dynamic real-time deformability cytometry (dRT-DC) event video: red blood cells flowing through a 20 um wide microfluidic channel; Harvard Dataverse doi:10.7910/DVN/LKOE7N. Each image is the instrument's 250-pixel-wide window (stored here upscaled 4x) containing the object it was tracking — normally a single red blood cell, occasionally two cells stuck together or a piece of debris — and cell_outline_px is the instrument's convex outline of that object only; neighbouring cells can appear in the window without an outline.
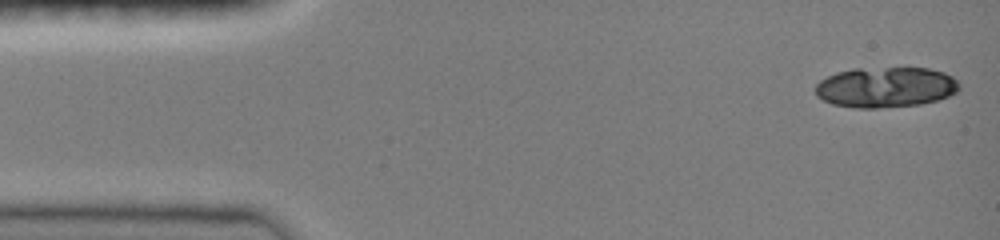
{"species": "common noctule bat (a hibernating species)", "species_latin": "Nyctalus noctula", "temperature_condition": "room temperature", "stored_images_in_passage": 14, "camera_frame_rate_fps": 3000, "um_per_image_px": 0.085, "animal": {"sex": "female", "body_mass_g": 19.0, "forearm_length_mm": 51.5}, "frame": {"image": 1, "passage_image": 1, "time_ms": 0.0, "image_size_px": [1000, 240], "cell_outline_px": [[960, 88], [956, 92], [948, 96], [936, 100], [920, 104], [876, 108], [856, 108], [832, 104], [816, 96], [816, 84], [820, 80], [836, 72], [852, 68], [928, 68], [944, 72], [952, 76], [960, 84]], "centroid_in_image_um": [75.27, 7.41], "position_along_channel_um": 9.7, "area_um2": 33.99}}